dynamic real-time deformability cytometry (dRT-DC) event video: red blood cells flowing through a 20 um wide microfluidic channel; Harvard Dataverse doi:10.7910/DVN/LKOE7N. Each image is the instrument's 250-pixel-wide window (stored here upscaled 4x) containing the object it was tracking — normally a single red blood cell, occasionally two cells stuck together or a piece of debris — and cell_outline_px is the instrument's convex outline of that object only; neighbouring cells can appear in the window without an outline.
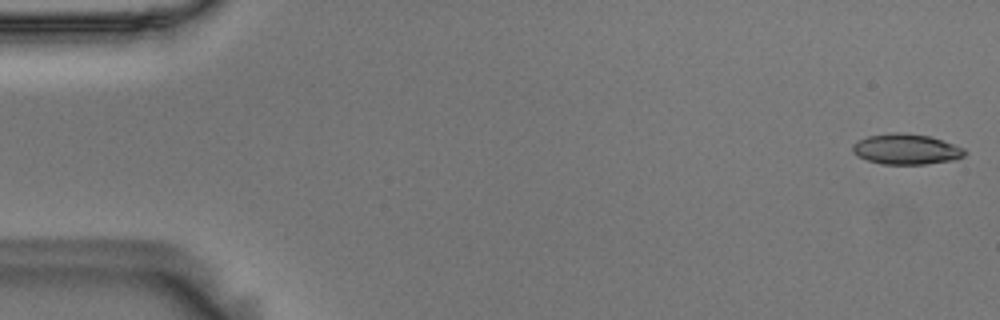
{"species": "Egyptian fruit bat (a non-hibernating species)", "species_latin": "Rousettus aegyptiacus", "temperature_condition": "room temperature", "stored_images_in_passage": 55, "camera_frame_rate_fps": 3000, "um_per_image_px": 0.085, "animal": {"sex": "male"}, "frame": {"image": 1, "passage_image": 1, "time_ms": 0.0, "image_size_px": [1000, 320], "cell_outline_px": [[968, 152], [964, 156], [956, 160], [924, 164], [880, 164], [856, 156], [852, 152], [852, 144], [856, 140], [868, 136], [892, 132], [900, 132], [928, 136], [964, 148]], "centroid_in_image_um": [76.99, 12.68], "position_along_channel_um": 8.0, "area_um2": 20.06}}
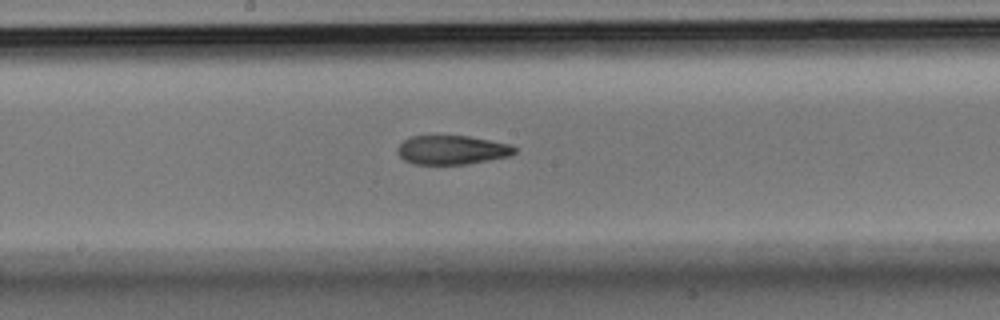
{"frame": {"image": 2, "passage_image": 29, "time_ms": 9.333, "image_size_px": [1000, 320], "cell_outline_px": [[516, 152], [512, 156], [468, 164], [412, 164], [404, 160], [396, 152], [396, 148], [404, 140], [412, 136], [468, 136], [512, 144], [516, 148]], "centroid_in_image_um": [38.44, 12.75], "position_along_channel_um": 209.8, "area_um2": 20.0}}
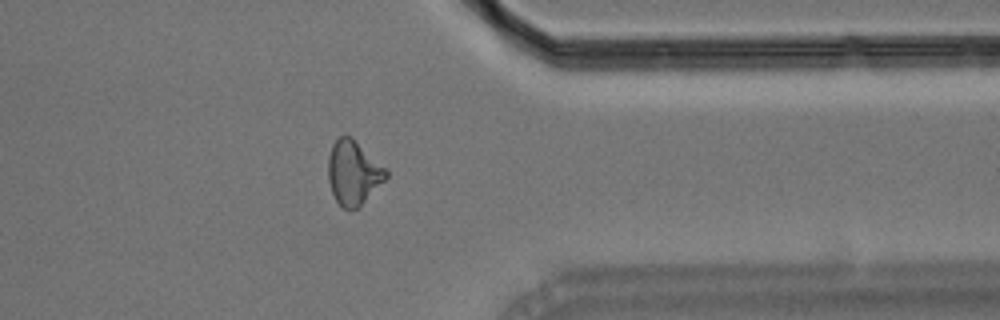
{"frame": {"image": 3, "passage_image": 44, "time_ms": 14.333, "image_size_px": [1000, 320], "cell_outline_px": [[388, 176], [360, 208], [344, 208], [336, 200], [332, 192], [328, 180], [328, 156], [332, 144], [340, 136], [352, 136], [388, 172]], "centroid_in_image_um": [30.02, 14.68], "position_along_channel_um": 381.4, "area_um2": 21.44}, "authors_computed_cell_mechanics": {"area_um2": 20.7502, "velocity_mm_per_s": 3.6121, "shape_relaxation_time_tau1_ms": null, "shape_relaxation_time_tau2_ms": 4.0791, "deformation_change_tau1": null, "deformation_change_tau2": 0.1342}}